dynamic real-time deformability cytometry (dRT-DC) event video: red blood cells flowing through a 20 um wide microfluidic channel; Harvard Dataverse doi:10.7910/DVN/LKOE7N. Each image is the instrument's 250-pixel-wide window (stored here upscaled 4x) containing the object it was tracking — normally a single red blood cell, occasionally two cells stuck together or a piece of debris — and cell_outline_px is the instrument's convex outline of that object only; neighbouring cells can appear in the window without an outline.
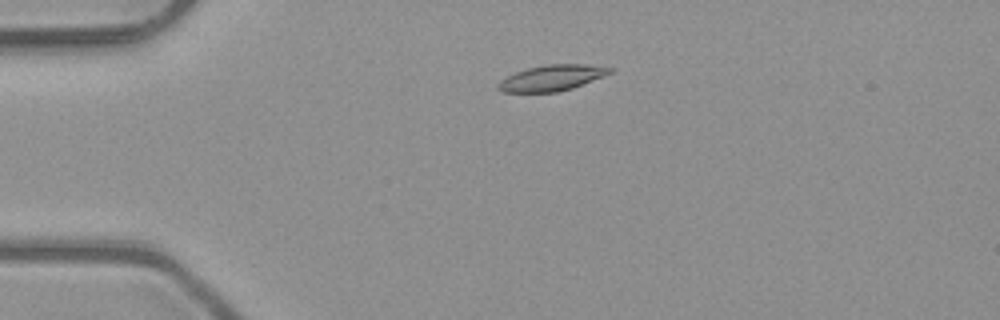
{"species": "common noctule bat (a hibernating species)", "species_latin": "Nyctalus noctula", "temperature_condition": "room temperature", "stored_images_in_passage": 2, "camera_frame_rate_fps": 3000, "um_per_image_px": 0.085, "animal": {"sex": "male", "body_mass_g": 23.1, "forearm_length_mm": 52.7}, "frame": {"image": 1, "passage_image": 1, "time_ms": 0.0, "image_size_px": [1000, 320], "cell_outline_px": [[612, 72], [604, 76], [572, 88], [556, 92], [504, 92], [496, 88], [496, 84], [500, 80], [516, 72], [528, 68], [548, 64], [588, 64], [612, 68]], "centroid_in_image_um": [46.89, 6.62], "position_along_channel_um": 38.1, "area_um2": 16.7}}